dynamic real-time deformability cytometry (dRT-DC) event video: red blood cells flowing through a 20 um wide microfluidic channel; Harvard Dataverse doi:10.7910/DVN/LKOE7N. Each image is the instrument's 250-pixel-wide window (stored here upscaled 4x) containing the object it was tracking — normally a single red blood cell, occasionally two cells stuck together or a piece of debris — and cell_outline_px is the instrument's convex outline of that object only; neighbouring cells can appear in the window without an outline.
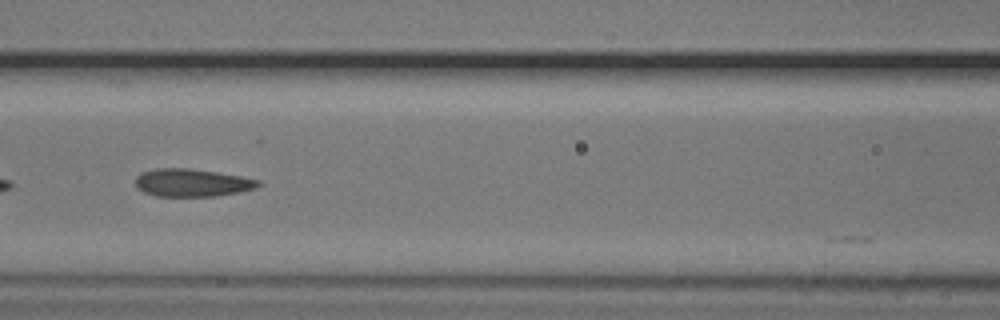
{"species": "common noctule bat (a hibernating species)", "species_latin": "Nyctalus noctula", "temperature_condition": "cold", "stored_images_in_passage": 16, "camera_frame_rate_fps": 3000, "um_per_image_px": 0.085, "animal": {"sex": "male", "body_mass_g": 20.5, "forearm_length_mm": 52.5}, "frame": {"image": 1, "passage_image": 4, "time_ms": 1.0, "image_size_px": [1000, 320], "cell_outline_px": [[264, 184], [256, 188], [240, 192], [216, 196], [156, 196], [144, 192], [136, 188], [136, 176], [140, 172], [156, 168], [188, 168], [216, 172], [240, 176], [260, 180]], "centroid_in_image_um": [16.33, 15.53], "position_along_channel_um": 150.3, "area_um2": 20.06}}